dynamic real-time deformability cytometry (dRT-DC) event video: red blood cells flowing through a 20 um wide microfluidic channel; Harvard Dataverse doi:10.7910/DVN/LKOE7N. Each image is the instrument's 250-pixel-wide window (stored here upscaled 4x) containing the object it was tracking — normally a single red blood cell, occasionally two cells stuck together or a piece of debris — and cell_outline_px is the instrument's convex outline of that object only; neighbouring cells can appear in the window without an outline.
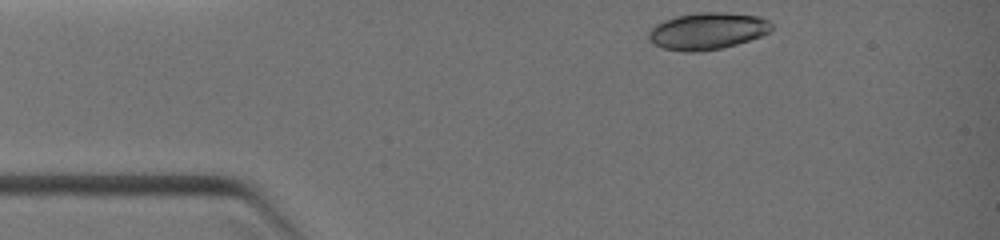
{"species": "common noctule bat (a hibernating species)", "species_latin": "Nyctalus noctula", "temperature_condition": "warm", "stored_images_in_passage": 6, "camera_frame_rate_fps": 3000, "um_per_image_px": 0.085, "animal": {"sex": "female", "body_mass_g": 19.0, "forearm_length_mm": 51.5}, "frame": {"image": 1, "passage_image": 1, "time_ms": 0.0, "image_size_px": [1000, 240], "cell_outline_px": [[772, 28], [768, 32], [760, 36], [736, 44], [704, 52], [684, 52], [664, 48], [656, 44], [648, 36], [648, 32], [656, 24], [664, 20], [676, 16], [696, 12], [728, 12], [760, 16], [768, 20], [772, 24]], "centroid_in_image_um": [60.15, 2.62], "position_along_channel_um": 24.9, "area_um2": 26.41}}
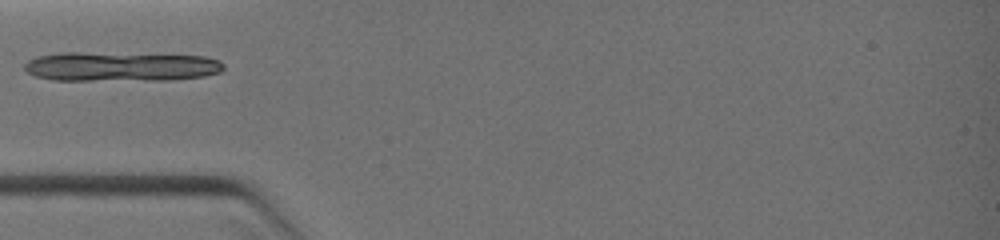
{"frame": {"image": 2, "passage_image": 4, "time_ms": 2.0, "image_size_px": [1000, 240], "cell_outline_px": [[224, 68], [220, 72], [204, 76], [168, 80], [52, 80], [36, 76], [28, 72], [24, 68], [24, 64], [28, 60], [40, 56], [60, 52], [76, 52], [204, 56], [220, 60], [224, 64]], "centroid_in_image_um": [10.27, 5.66], "position_along_channel_um": 74.7, "area_um2": 34.16}}
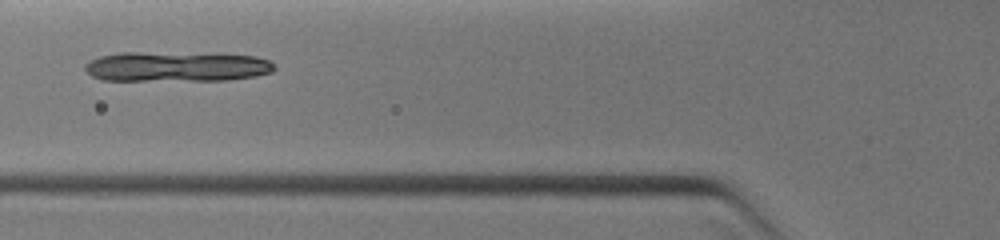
{"frame": {"image": 3, "passage_image": 5, "time_ms": 2.667, "image_size_px": [1000, 240], "cell_outline_px": [[276, 68], [272, 72], [256, 76], [228, 80], [104, 80], [92, 76], [84, 68], [84, 64], [88, 60], [100, 56], [120, 52], [136, 52], [256, 56], [268, 60]], "centroid_in_image_um": [14.96, 5.67], "position_along_channel_um": 110.8, "area_um2": 32.77}}